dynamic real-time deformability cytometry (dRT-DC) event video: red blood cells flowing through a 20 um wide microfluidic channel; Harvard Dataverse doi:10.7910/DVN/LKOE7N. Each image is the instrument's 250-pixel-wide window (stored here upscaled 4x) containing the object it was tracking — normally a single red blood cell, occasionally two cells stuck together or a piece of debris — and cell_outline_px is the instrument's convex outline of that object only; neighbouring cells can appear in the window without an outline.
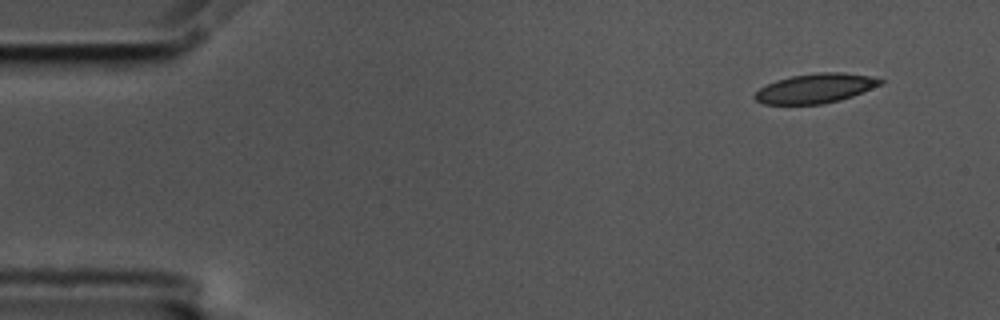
{"species": "common noctule bat (a hibernating species)", "species_latin": "Nyctalus noctula", "temperature_condition": "cold", "stored_images_in_passage": 52, "camera_frame_rate_fps": 3000, "um_per_image_px": 0.085, "animal": {"sex": "male", "body_mass_g": 17.5, "forearm_length_mm": 52.3}, "frame": {"image": 1, "passage_image": 1, "time_ms": 0.0, "image_size_px": [1000, 320], "cell_outline_px": [[884, 80], [880, 84], [852, 96], [840, 100], [820, 104], [764, 104], [756, 100], [752, 96], [760, 88], [776, 80], [792, 76], [816, 72], [840, 72], [868, 76]], "centroid_in_image_um": [69.26, 7.51], "position_along_channel_um": 15.7, "area_um2": 21.27}}
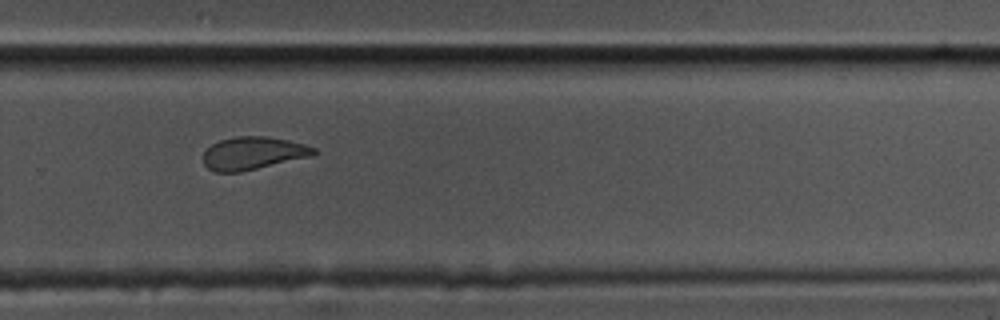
{"frame": {"image": 2, "passage_image": 34, "time_ms": 11.0, "image_size_px": [1000, 320], "cell_outline_px": [[320, 152], [312, 156], [240, 172], [216, 172], [208, 168], [204, 164], [204, 152], [212, 144], [220, 140], [236, 136], [268, 136], [288, 140], [304, 144], [316, 148]], "centroid_in_image_um": [21.54, 13.02], "position_along_channel_um": 308.3, "area_um2": 21.15}}
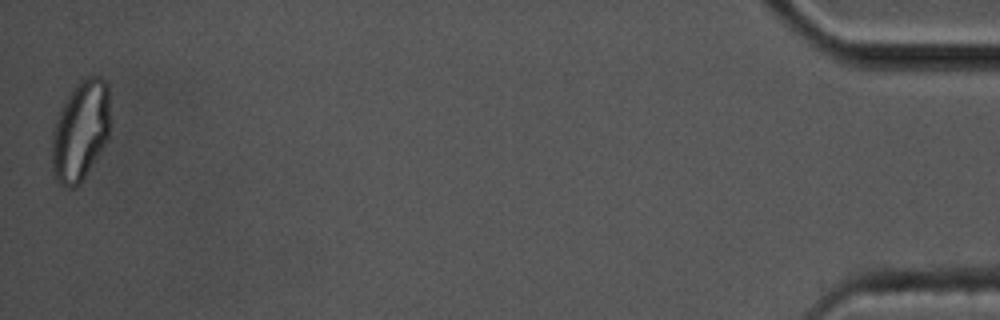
{"frame": {"image": 3, "passage_image": 52, "time_ms": 17.0, "image_size_px": [1000, 320], "cell_outline_px": [[108, 136], [104, 144], [84, 176], [76, 188], [64, 188], [52, 176], [52, 136], [56, 120], [72, 88], [80, 80], [88, 76], [100, 76], [108, 84]], "centroid_in_image_um": [6.81, 11.13], "position_along_channel_um": 428.4, "area_um2": 33.47}, "authors_computed_cell_mechanics": {"area_um2": 22.5131, "velocity_mm_per_s": 3.5658, "shape_relaxation_time_tau1_ms": null, "shape_relaxation_time_tau2_ms": 2.2319, "deformation_change_tau1": null, "deformation_change_tau2": 0.0941}}